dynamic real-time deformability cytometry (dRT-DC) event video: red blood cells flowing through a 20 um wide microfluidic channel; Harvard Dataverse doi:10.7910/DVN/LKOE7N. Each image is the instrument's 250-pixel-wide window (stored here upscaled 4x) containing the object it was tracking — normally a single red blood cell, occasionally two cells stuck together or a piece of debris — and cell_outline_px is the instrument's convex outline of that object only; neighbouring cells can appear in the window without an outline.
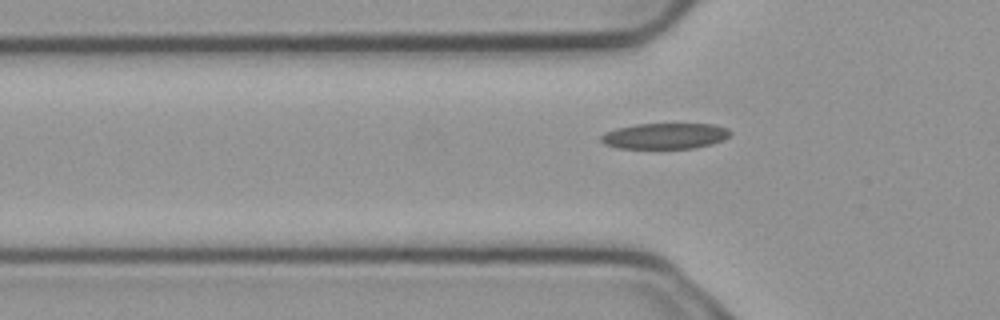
{"species": "common noctule bat (a hibernating species)", "species_latin": "Nyctalus noctula", "temperature_condition": "cold", "stored_images_in_passage": 5, "camera_frame_rate_fps": 3000, "um_per_image_px": 0.085, "animal": {"sex": "male", "body_mass_g": 23.1, "forearm_length_mm": 52.7}, "frame": {"image": 1, "passage_image": 5, "time_ms": 1.333, "image_size_px": [1000, 320], "cell_outline_px": [[732, 132], [724, 140], [712, 144], [692, 148], [616, 148], [604, 144], [600, 140], [600, 136], [604, 132], [616, 128], [636, 124], [712, 124], [728, 128]], "centroid_in_image_um": [56.5, 11.55], "position_along_channel_um": 69.3, "area_um2": 19.54}}